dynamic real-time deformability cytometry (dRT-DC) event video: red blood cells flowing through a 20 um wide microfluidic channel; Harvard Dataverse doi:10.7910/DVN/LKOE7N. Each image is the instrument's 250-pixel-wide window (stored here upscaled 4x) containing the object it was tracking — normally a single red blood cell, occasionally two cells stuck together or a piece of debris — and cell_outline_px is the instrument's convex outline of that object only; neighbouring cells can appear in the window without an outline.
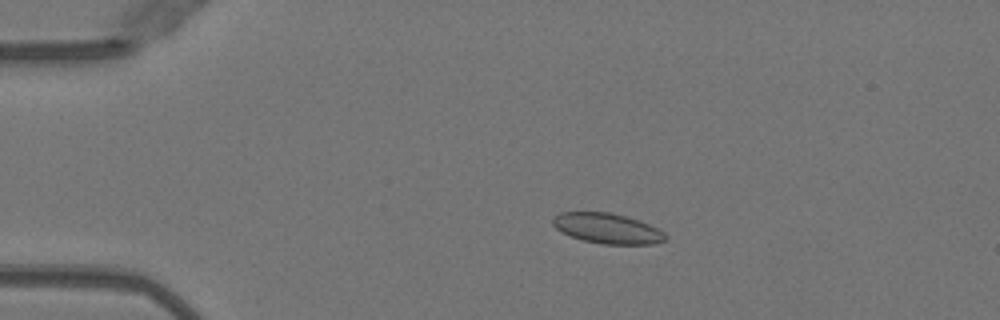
{"species": "Egyptian fruit bat (a non-hibernating species)", "species_latin": "Rousettus aegyptiacus", "temperature_condition": "warm", "stored_images_in_passage": 51, "camera_frame_rate_fps": 3000, "um_per_image_px": 0.085, "animal": {"sex": "female"}, "frame": {"image": 1, "passage_image": 11, "time_ms": 3.333, "image_size_px": [1000, 320], "cell_outline_px": [[668, 236], [664, 240], [652, 244], [600, 244], [584, 240], [572, 236], [556, 228], [552, 224], [552, 220], [560, 212], [612, 212], [640, 220], [664, 232]], "centroid_in_image_um": [51.64, 19.4], "position_along_channel_um": 33.4, "area_um2": 19.71}}
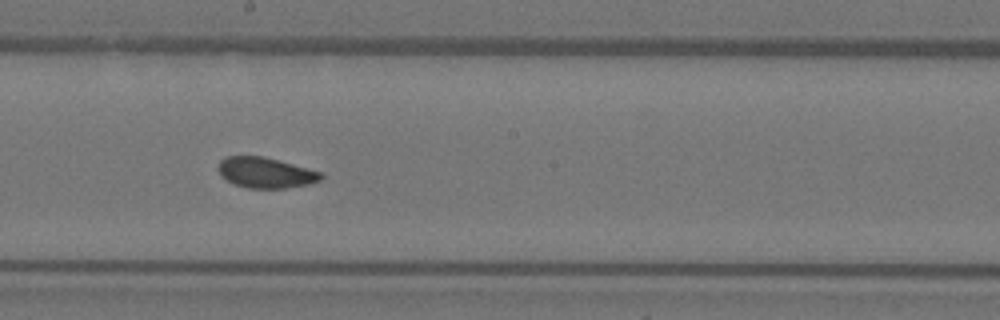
{"frame": {"image": 2, "passage_image": 29, "time_ms": 9.333, "image_size_px": [1000, 320], "cell_outline_px": [[324, 176], [320, 180], [308, 184], [284, 188], [248, 188], [232, 184], [220, 176], [216, 168], [220, 160], [224, 156], [264, 156], [320, 172]], "centroid_in_image_um": [22.49, 14.67], "position_along_channel_um": 225.7, "area_um2": 18.38}}
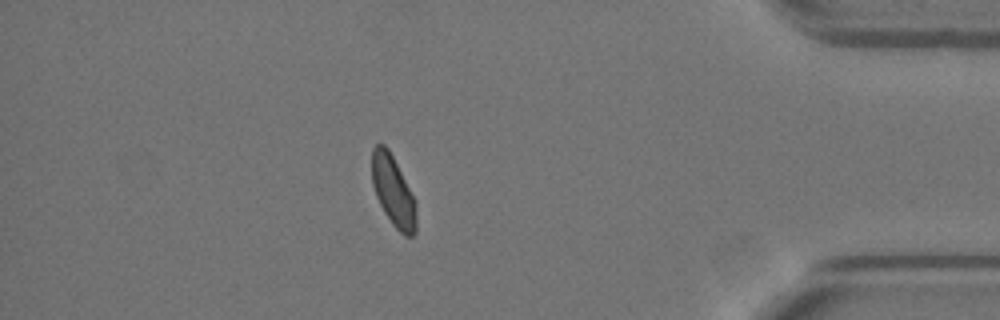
{"frame": {"image": 3, "passage_image": 45, "time_ms": 14.667, "image_size_px": [1000, 320], "cell_outline_px": [[416, 232], [412, 236], [404, 236], [392, 224], [384, 212], [376, 196], [372, 184], [372, 148], [376, 144], [384, 144], [388, 148], [416, 200]], "centroid_in_image_um": [33.43, 16.26], "position_along_channel_um": 401.8, "area_um2": 18.26}, "authors_computed_cell_mechanics": {"area_um2": 19.1318, "velocity_mm_per_s": 4.0144, "shape_relaxation_time_tau1_ms": 7.512, "shape_relaxation_time_tau2_ms": 0.8973, "deformation_change_tau1": 0.1283, "deformation_change_tau2": 0.0521}}